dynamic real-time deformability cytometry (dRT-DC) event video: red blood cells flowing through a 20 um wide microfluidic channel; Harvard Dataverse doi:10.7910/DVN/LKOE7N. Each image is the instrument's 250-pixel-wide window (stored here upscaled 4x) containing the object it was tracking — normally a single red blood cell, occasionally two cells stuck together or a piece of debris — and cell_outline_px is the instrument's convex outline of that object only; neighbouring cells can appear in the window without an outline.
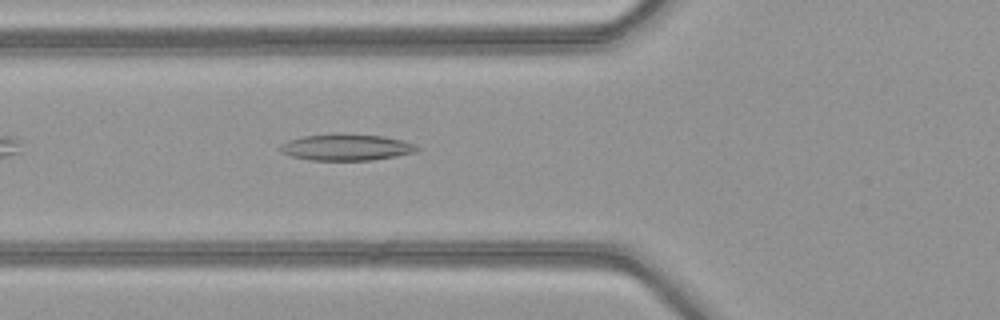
{"species": "common noctule bat (a hibernating species)", "species_latin": "Nyctalus noctula", "temperature_condition": "warm", "stored_images_in_passage": 15, "camera_frame_rate_fps": 3000, "um_per_image_px": 0.085, "animal": {"sex": "female", "body_mass_g": 21.9}, "frame": {"image": 1, "passage_image": 5, "time_ms": 1.333, "image_size_px": [1000, 320], "cell_outline_px": [[420, 148], [416, 152], [396, 156], [372, 160], [308, 160], [292, 156], [280, 152], [280, 144], [288, 140], [304, 136], [332, 132], [340, 132], [384, 136], [416, 144]], "centroid_in_image_um": [29.42, 12.5], "position_along_channel_um": 96.4, "area_um2": 21.5}}
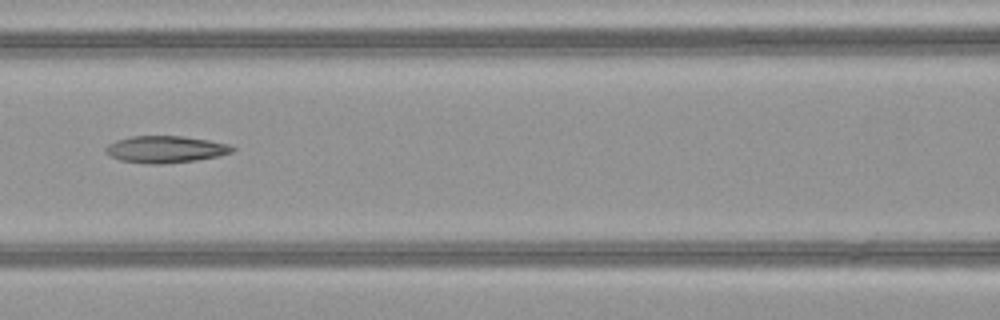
{"frame": {"image": 2, "passage_image": 9, "time_ms": 2.667, "image_size_px": [1000, 320], "cell_outline_px": [[236, 148], [232, 152], [220, 156], [196, 160], [160, 164], [148, 164], [120, 160], [104, 152], [104, 148], [108, 144], [116, 140], [132, 136], [184, 136], [208, 140], [228, 144]], "centroid_in_image_um": [14.06, 12.69], "position_along_channel_um": 152.5, "area_um2": 19.88}}